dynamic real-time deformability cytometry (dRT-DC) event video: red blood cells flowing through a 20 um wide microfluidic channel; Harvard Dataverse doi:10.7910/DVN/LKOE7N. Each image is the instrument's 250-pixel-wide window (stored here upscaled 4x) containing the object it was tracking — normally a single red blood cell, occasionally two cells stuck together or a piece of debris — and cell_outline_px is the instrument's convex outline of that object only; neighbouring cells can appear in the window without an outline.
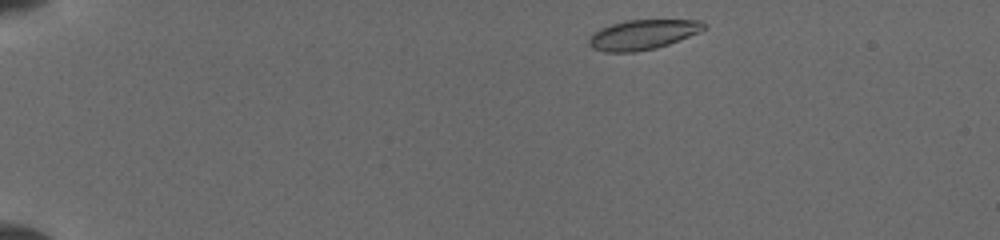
{"species": "common noctule bat (a hibernating species)", "species_latin": "Nyctalus noctula", "temperature_condition": "cold", "stored_images_in_passage": 42, "segment_of_instrument_passage": [1, 2], "camera_frame_rate_fps": 3000, "um_per_image_px": 0.085, "animal": {"sex": "female", "body_mass_g": 19.5, "forearm_length_mm": 54.1}, "frame": {"image": 1, "passage_image": 1, "time_ms": 0.0, "image_size_px": [1000, 240], "cell_outline_px": [[704, 28], [700, 32], [668, 44], [656, 48], [632, 52], [604, 52], [592, 48], [588, 44], [588, 40], [600, 28], [612, 24], [628, 20], [700, 20], [704, 24]], "centroid_in_image_um": [54.62, 2.95], "position_along_channel_um": 30.4, "area_um2": 19.71}}
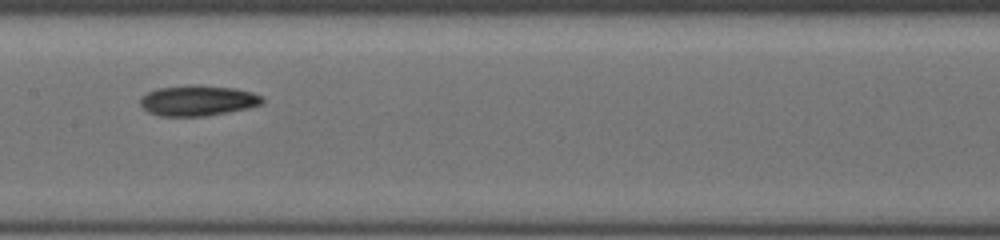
{"frame": {"image": 2, "passage_image": 19, "time_ms": 6.333, "image_size_px": [1000, 240], "cell_outline_px": [[264, 104], [248, 108], [204, 116], [160, 116], [148, 112], [140, 104], [140, 96], [156, 88], [188, 84], [200, 84], [236, 88], [252, 92], [264, 96]], "centroid_in_image_um": [16.83, 8.52], "position_along_channel_um": 190.6, "area_um2": 22.14}}
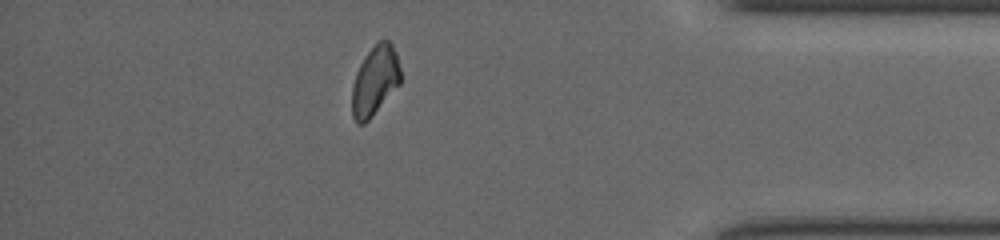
{"frame": {"image": 3, "passage_image": 36, "time_ms": 12.333, "image_size_px": [1000, 240], "cell_outline_px": [[400, 84], [372, 116], [364, 124], [356, 124], [352, 116], [352, 88], [356, 72], [364, 56], [376, 40], [388, 40], [392, 44], [396, 52], [400, 68]], "centroid_in_image_um": [31.86, 6.84], "position_along_channel_um": 403.3, "area_um2": 19.83}}